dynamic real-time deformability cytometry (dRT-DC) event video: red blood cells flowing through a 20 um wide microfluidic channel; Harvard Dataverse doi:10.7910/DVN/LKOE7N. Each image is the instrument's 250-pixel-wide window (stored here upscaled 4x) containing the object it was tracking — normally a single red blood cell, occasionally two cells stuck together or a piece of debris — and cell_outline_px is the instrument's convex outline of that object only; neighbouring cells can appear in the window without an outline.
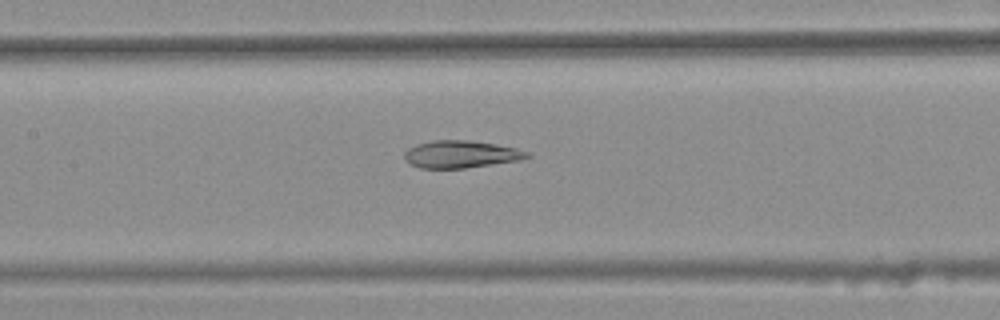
{"species": "common noctule bat (a hibernating species)", "species_latin": "Nyctalus noctula", "temperature_condition": "warm", "stored_images_in_passage": 33, "camera_frame_rate_fps": 3000, "um_per_image_px": 0.085, "animal": {"sex": "female", "body_mass_g": 25.1}, "frame": {"image": 1, "passage_image": 10, "time_ms": 3.0, "image_size_px": [1000, 320], "cell_outline_px": [[532, 156], [516, 160], [492, 164], [464, 168], [420, 168], [408, 164], [404, 160], [404, 152], [408, 148], [416, 144], [432, 140], [468, 140], [496, 144], [516, 148], [528, 152]], "centroid_in_image_um": [39.11, 13.11], "position_along_channel_um": 168.3, "area_um2": 19.54}}
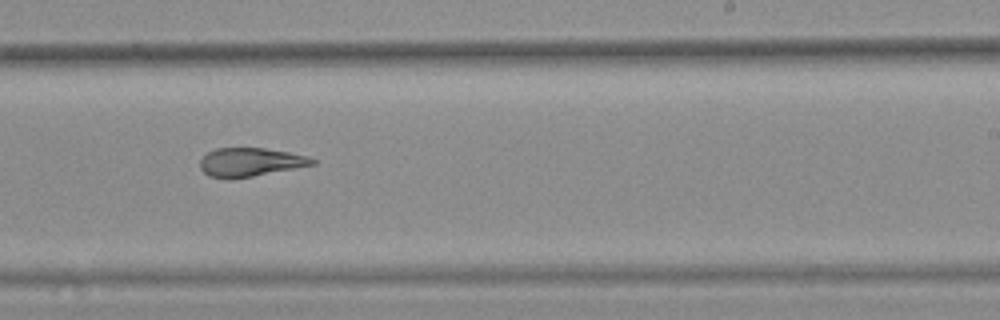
{"frame": {"image": 2, "passage_image": 18, "time_ms": 5.667, "image_size_px": [1000, 320], "cell_outline_px": [[316, 164], [252, 176], [208, 176], [200, 168], [200, 160], [208, 152], [216, 148], [264, 148], [288, 152], [308, 156], [316, 160]], "centroid_in_image_um": [21.31, 13.74], "position_along_channel_um": 267.7, "area_um2": 18.09}}
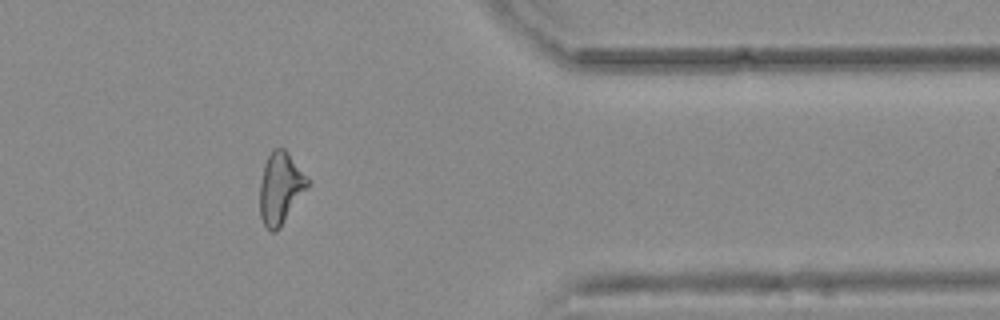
{"frame": {"image": 3, "passage_image": 29, "time_ms": 9.333, "image_size_px": [1000, 320], "cell_outline_px": [[308, 188], [280, 228], [276, 232], [272, 232], [264, 224], [260, 216], [260, 184], [264, 164], [272, 148], [284, 148], [288, 152], [308, 176]], "centroid_in_image_um": [23.85, 15.98], "position_along_channel_um": 387.6, "area_um2": 20.06}, "authors_computed_cell_mechanics": {"area_um2": 19.7098, "velocity_mm_per_s": 3.7496, "shape_relaxation_time_tau1_ms": null, "shape_relaxation_time_tau2_ms": 3.1054, "deformation_change_tau1": null, "deformation_change_tau2": 0.1122}}